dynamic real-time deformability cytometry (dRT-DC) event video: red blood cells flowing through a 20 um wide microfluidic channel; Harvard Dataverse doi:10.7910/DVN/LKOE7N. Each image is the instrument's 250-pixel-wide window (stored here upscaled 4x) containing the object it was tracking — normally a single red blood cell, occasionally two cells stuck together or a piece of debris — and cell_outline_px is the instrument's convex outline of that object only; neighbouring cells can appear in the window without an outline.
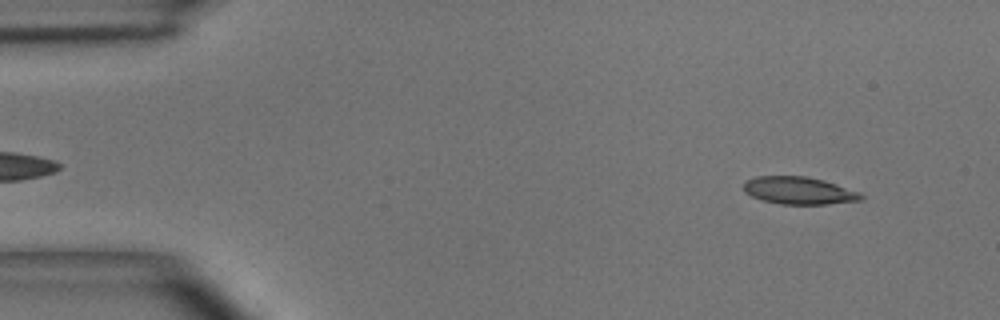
{"species": "common noctule bat (a hibernating species)", "species_latin": "Nyctalus noctula", "temperature_condition": "room temperature", "stored_images_in_passage": 48, "camera_frame_rate_fps": 3000, "um_per_image_px": 0.085, "animal": {"sex": "male", "body_mass_g": 15.6}, "frame": {"image": 1, "passage_image": 4, "time_ms": 1.0, "image_size_px": [1000, 320], "cell_outline_px": [[864, 200], [828, 204], [780, 204], [764, 200], [752, 196], [744, 192], [744, 184], [748, 180], [756, 176], [804, 176], [824, 180], [860, 192], [864, 196]], "centroid_in_image_um": [67.95, 16.2], "position_along_channel_um": 17.1, "area_um2": 18.73}}
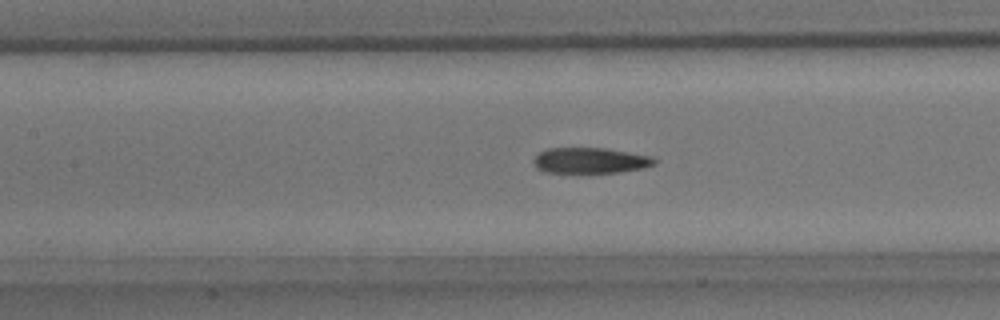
{"frame": {"image": 2, "passage_image": 21, "time_ms": 6.667, "image_size_px": [1000, 320], "cell_outline_px": [[656, 164], [644, 168], [620, 172], [544, 172], [536, 168], [532, 160], [540, 152], [548, 148], [604, 148], [652, 156], [656, 160]], "centroid_in_image_um": [50.18, 13.64], "position_along_channel_um": 157.2, "area_um2": 18.03}}
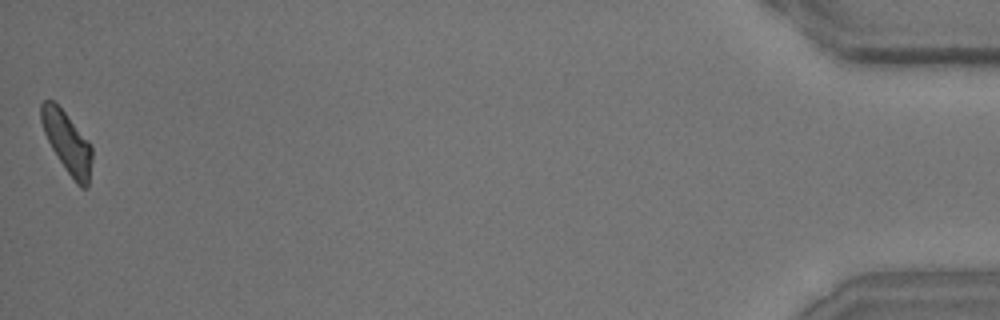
{"frame": {"image": 3, "passage_image": 48, "time_ms": 15.667, "image_size_px": [1000, 320], "cell_outline_px": [[92, 160], [88, 188], [80, 188], [76, 184], [52, 148], [44, 132], [40, 120], [40, 104], [44, 100], [52, 100], [64, 112], [88, 140], [92, 148]], "centroid_in_image_um": [5.72, 12.12], "position_along_channel_um": 429.5, "area_um2": 17.86}, "authors_computed_cell_mechanics": {"area_um2": 19.074, "velocity_mm_per_s": 4.0755, "shape_relaxation_time_tau1_ms": 6.8129, "shape_relaxation_time_tau2_ms": 2.9071, "deformation_change_tau1": 0.1824, "deformation_change_tau2": 0.1091}}